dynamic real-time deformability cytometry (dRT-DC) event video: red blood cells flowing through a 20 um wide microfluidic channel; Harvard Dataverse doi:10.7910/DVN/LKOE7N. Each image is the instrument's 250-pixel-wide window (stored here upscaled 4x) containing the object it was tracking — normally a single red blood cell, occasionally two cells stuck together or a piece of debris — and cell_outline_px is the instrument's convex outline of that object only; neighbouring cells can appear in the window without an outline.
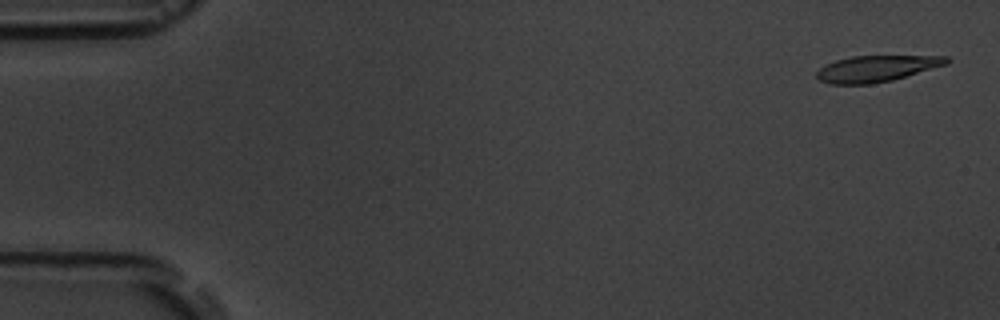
{"species": "common noctule bat (a hibernating species)", "species_latin": "Nyctalus noctula", "temperature_condition": "room temperature", "stored_images_in_passage": 5, "camera_frame_rate_fps": 3000, "um_per_image_px": 0.085, "animal": {"sex": "male", "body_mass_g": 19.5, "forearm_length_mm": 54.6}, "frame": {"image": 1, "passage_image": 1, "time_ms": 0.0, "image_size_px": [1000, 320], "cell_outline_px": [[952, 60], [948, 64], [892, 80], [872, 84], [828, 84], [820, 80], [816, 76], [816, 72], [824, 64], [836, 60], [852, 56], [948, 56]], "centroid_in_image_um": [74.5, 5.83], "position_along_channel_um": 10.5, "area_um2": 19.94}}